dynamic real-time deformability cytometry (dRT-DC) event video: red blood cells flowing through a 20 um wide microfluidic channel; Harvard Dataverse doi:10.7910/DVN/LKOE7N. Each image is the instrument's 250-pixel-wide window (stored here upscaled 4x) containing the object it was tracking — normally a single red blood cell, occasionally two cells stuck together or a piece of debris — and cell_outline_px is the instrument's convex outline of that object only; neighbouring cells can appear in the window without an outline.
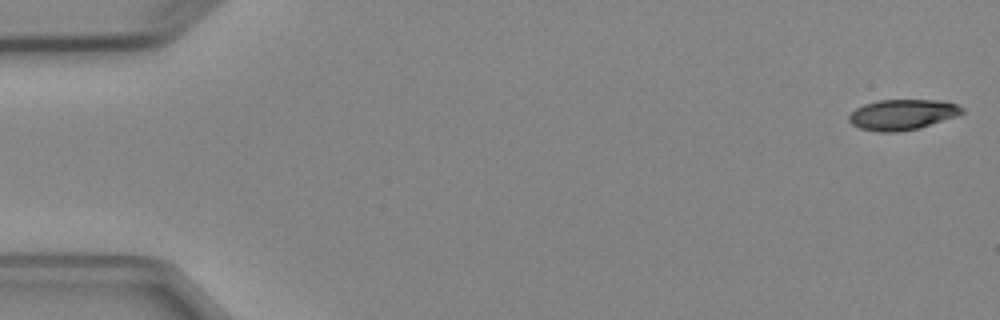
{"species": "Egyptian fruit bat (a non-hibernating species)", "species_latin": "Rousettus aegyptiacus", "temperature_condition": "cold", "stored_images_in_passage": 3, "camera_frame_rate_fps": 3000, "um_per_image_px": 0.085, "animal": {"sex": "female"}, "frame": {"image": 1, "passage_image": 1, "time_ms": 0.0, "image_size_px": [1000, 320], "cell_outline_px": [[964, 112], [956, 116], [920, 128], [896, 132], [880, 132], [860, 128], [852, 124], [848, 120], [848, 116], [856, 108], [864, 104], [876, 100], [944, 100], [956, 104], [964, 108]], "centroid_in_image_um": [76.71, 9.73], "position_along_channel_um": 8.3, "area_um2": 20.17}}